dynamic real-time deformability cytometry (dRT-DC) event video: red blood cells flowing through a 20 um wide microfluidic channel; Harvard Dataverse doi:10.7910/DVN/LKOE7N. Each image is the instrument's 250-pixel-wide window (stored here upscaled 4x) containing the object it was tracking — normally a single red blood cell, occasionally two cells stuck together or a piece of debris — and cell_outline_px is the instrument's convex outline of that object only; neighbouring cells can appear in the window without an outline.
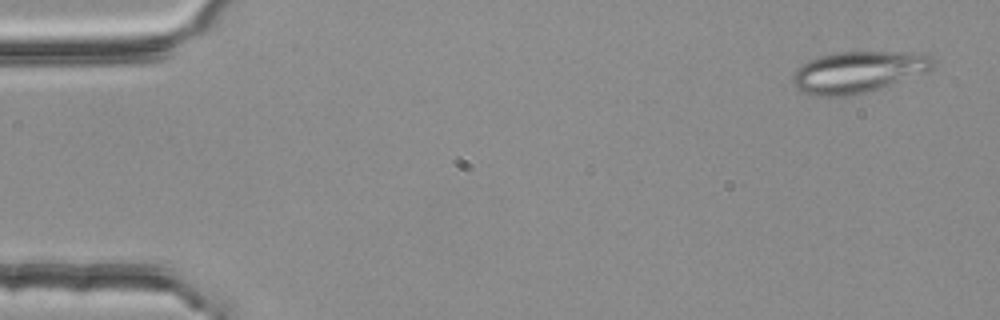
{"species": "common noctule bat (a hibernating species)", "species_latin": "Nyctalus noctula", "temperature_condition": "room temperature", "stored_images_in_passage": 5, "camera_frame_rate_fps": 3000, "um_per_image_px": 0.085, "animal": {"sex": "female", "body_mass_g": 25.1}, "frame": {"image": 1, "passage_image": 5, "time_ms": 1.333, "image_size_px": [1000, 320], "cell_outline_px": [[936, 60], [932, 68], [924, 72], [880, 88], [852, 96], [816, 96], [804, 92], [796, 88], [792, 84], [792, 72], [800, 64], [808, 60], [820, 56], [836, 52], [912, 52], [928, 56]], "centroid_in_image_um": [72.86, 6.12], "position_along_channel_um": 12.1, "area_um2": 33.81}}